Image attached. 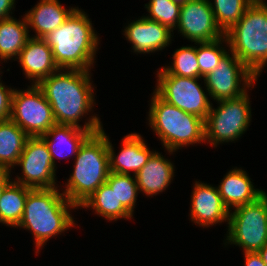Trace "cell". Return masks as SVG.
<instances>
[{
	"label": "cell",
	"instance_id": "1",
	"mask_svg": "<svg viewBox=\"0 0 267 266\" xmlns=\"http://www.w3.org/2000/svg\"><path fill=\"white\" fill-rule=\"evenodd\" d=\"M90 74V71L79 69H59L37 84L51 105L56 124L72 125L84 130L103 129L96 115L85 121L83 126L78 123L95 104Z\"/></svg>",
	"mask_w": 267,
	"mask_h": 266
},
{
	"label": "cell",
	"instance_id": "2",
	"mask_svg": "<svg viewBox=\"0 0 267 266\" xmlns=\"http://www.w3.org/2000/svg\"><path fill=\"white\" fill-rule=\"evenodd\" d=\"M43 39L51 47L59 69L91 71L99 39L86 12L77 7L62 25Z\"/></svg>",
	"mask_w": 267,
	"mask_h": 266
},
{
	"label": "cell",
	"instance_id": "3",
	"mask_svg": "<svg viewBox=\"0 0 267 266\" xmlns=\"http://www.w3.org/2000/svg\"><path fill=\"white\" fill-rule=\"evenodd\" d=\"M31 189L24 213L17 227L30 230L35 238L36 253L51 237L74 227L75 220L69 208H78L59 189Z\"/></svg>",
	"mask_w": 267,
	"mask_h": 266
},
{
	"label": "cell",
	"instance_id": "4",
	"mask_svg": "<svg viewBox=\"0 0 267 266\" xmlns=\"http://www.w3.org/2000/svg\"><path fill=\"white\" fill-rule=\"evenodd\" d=\"M73 157L76 160L74 169L62 193L71 203L79 207L106 183L108 178L109 153L105 131L102 129L91 134Z\"/></svg>",
	"mask_w": 267,
	"mask_h": 266
},
{
	"label": "cell",
	"instance_id": "5",
	"mask_svg": "<svg viewBox=\"0 0 267 266\" xmlns=\"http://www.w3.org/2000/svg\"><path fill=\"white\" fill-rule=\"evenodd\" d=\"M228 51L258 78L267 64V4L254 0L242 18L225 33Z\"/></svg>",
	"mask_w": 267,
	"mask_h": 266
},
{
	"label": "cell",
	"instance_id": "6",
	"mask_svg": "<svg viewBox=\"0 0 267 266\" xmlns=\"http://www.w3.org/2000/svg\"><path fill=\"white\" fill-rule=\"evenodd\" d=\"M152 95L148 125L155 131L168 153L172 154L185 145L205 141L202 118L167 103L155 92Z\"/></svg>",
	"mask_w": 267,
	"mask_h": 266
},
{
	"label": "cell",
	"instance_id": "7",
	"mask_svg": "<svg viewBox=\"0 0 267 266\" xmlns=\"http://www.w3.org/2000/svg\"><path fill=\"white\" fill-rule=\"evenodd\" d=\"M229 212L227 244H235L243 252H258L267 245V193L256 201Z\"/></svg>",
	"mask_w": 267,
	"mask_h": 266
},
{
	"label": "cell",
	"instance_id": "8",
	"mask_svg": "<svg viewBox=\"0 0 267 266\" xmlns=\"http://www.w3.org/2000/svg\"><path fill=\"white\" fill-rule=\"evenodd\" d=\"M250 98L246 92L233 99L217 101L218 108L211 109L204 121L205 141L213 145L233 142L244 134L251 121Z\"/></svg>",
	"mask_w": 267,
	"mask_h": 266
},
{
	"label": "cell",
	"instance_id": "9",
	"mask_svg": "<svg viewBox=\"0 0 267 266\" xmlns=\"http://www.w3.org/2000/svg\"><path fill=\"white\" fill-rule=\"evenodd\" d=\"M10 119L29 137L42 136L56 125L50 103L34 84L24 91L14 90Z\"/></svg>",
	"mask_w": 267,
	"mask_h": 266
},
{
	"label": "cell",
	"instance_id": "10",
	"mask_svg": "<svg viewBox=\"0 0 267 266\" xmlns=\"http://www.w3.org/2000/svg\"><path fill=\"white\" fill-rule=\"evenodd\" d=\"M157 77L154 92L160 98L186 113L206 120L212 103L208 99V94H205L197 82L200 78H187L171 74H157Z\"/></svg>",
	"mask_w": 267,
	"mask_h": 266
},
{
	"label": "cell",
	"instance_id": "11",
	"mask_svg": "<svg viewBox=\"0 0 267 266\" xmlns=\"http://www.w3.org/2000/svg\"><path fill=\"white\" fill-rule=\"evenodd\" d=\"M230 54L228 52L219 65L203 77L206 91L216 102L242 96L258 80L234 53L230 52Z\"/></svg>",
	"mask_w": 267,
	"mask_h": 266
},
{
	"label": "cell",
	"instance_id": "12",
	"mask_svg": "<svg viewBox=\"0 0 267 266\" xmlns=\"http://www.w3.org/2000/svg\"><path fill=\"white\" fill-rule=\"evenodd\" d=\"M22 169L13 181L31 189L56 188V167L41 136L28 137L17 164Z\"/></svg>",
	"mask_w": 267,
	"mask_h": 266
},
{
	"label": "cell",
	"instance_id": "13",
	"mask_svg": "<svg viewBox=\"0 0 267 266\" xmlns=\"http://www.w3.org/2000/svg\"><path fill=\"white\" fill-rule=\"evenodd\" d=\"M175 29L195 43L211 42L225 36L216 23L210 0H188L183 4Z\"/></svg>",
	"mask_w": 267,
	"mask_h": 266
},
{
	"label": "cell",
	"instance_id": "14",
	"mask_svg": "<svg viewBox=\"0 0 267 266\" xmlns=\"http://www.w3.org/2000/svg\"><path fill=\"white\" fill-rule=\"evenodd\" d=\"M190 219L201 227L229 223V210L223 204L217 187L195 181L190 201Z\"/></svg>",
	"mask_w": 267,
	"mask_h": 266
},
{
	"label": "cell",
	"instance_id": "15",
	"mask_svg": "<svg viewBox=\"0 0 267 266\" xmlns=\"http://www.w3.org/2000/svg\"><path fill=\"white\" fill-rule=\"evenodd\" d=\"M124 36L132 44L135 53H154L171 43V31L167 26L145 16L130 22L124 29Z\"/></svg>",
	"mask_w": 267,
	"mask_h": 266
},
{
	"label": "cell",
	"instance_id": "16",
	"mask_svg": "<svg viewBox=\"0 0 267 266\" xmlns=\"http://www.w3.org/2000/svg\"><path fill=\"white\" fill-rule=\"evenodd\" d=\"M108 137L107 149L109 153L110 172L130 175V171H132L135 176L154 153L149 150L140 134L131 133L122 139V149H120L121 151L116 157L114 148Z\"/></svg>",
	"mask_w": 267,
	"mask_h": 266
},
{
	"label": "cell",
	"instance_id": "17",
	"mask_svg": "<svg viewBox=\"0 0 267 266\" xmlns=\"http://www.w3.org/2000/svg\"><path fill=\"white\" fill-rule=\"evenodd\" d=\"M17 59L26 75L25 78L33 80L31 84L34 85L59 70L52 49L43 38L31 37Z\"/></svg>",
	"mask_w": 267,
	"mask_h": 266
},
{
	"label": "cell",
	"instance_id": "18",
	"mask_svg": "<svg viewBox=\"0 0 267 266\" xmlns=\"http://www.w3.org/2000/svg\"><path fill=\"white\" fill-rule=\"evenodd\" d=\"M99 131L101 130H84L72 125L56 124L41 137L46 142L53 164L56 167L55 158L64 159L72 155L76 156L84 141L91 134Z\"/></svg>",
	"mask_w": 267,
	"mask_h": 266
},
{
	"label": "cell",
	"instance_id": "19",
	"mask_svg": "<svg viewBox=\"0 0 267 266\" xmlns=\"http://www.w3.org/2000/svg\"><path fill=\"white\" fill-rule=\"evenodd\" d=\"M223 204L229 211L256 201L265 191L254 188L246 171L234 168L229 171L217 187Z\"/></svg>",
	"mask_w": 267,
	"mask_h": 266
},
{
	"label": "cell",
	"instance_id": "20",
	"mask_svg": "<svg viewBox=\"0 0 267 266\" xmlns=\"http://www.w3.org/2000/svg\"><path fill=\"white\" fill-rule=\"evenodd\" d=\"M174 171L173 163L154 151L148 162L135 175L138 190L146 196L163 192L173 180Z\"/></svg>",
	"mask_w": 267,
	"mask_h": 266
},
{
	"label": "cell",
	"instance_id": "21",
	"mask_svg": "<svg viewBox=\"0 0 267 266\" xmlns=\"http://www.w3.org/2000/svg\"><path fill=\"white\" fill-rule=\"evenodd\" d=\"M76 9L64 8L59 0H40L35 7L25 13L28 27L35 31L34 38H44L62 25Z\"/></svg>",
	"mask_w": 267,
	"mask_h": 266
},
{
	"label": "cell",
	"instance_id": "22",
	"mask_svg": "<svg viewBox=\"0 0 267 266\" xmlns=\"http://www.w3.org/2000/svg\"><path fill=\"white\" fill-rule=\"evenodd\" d=\"M25 16L22 20L14 17L0 20V61L18 58L26 42L31 38ZM15 57V59H14Z\"/></svg>",
	"mask_w": 267,
	"mask_h": 266
},
{
	"label": "cell",
	"instance_id": "23",
	"mask_svg": "<svg viewBox=\"0 0 267 266\" xmlns=\"http://www.w3.org/2000/svg\"><path fill=\"white\" fill-rule=\"evenodd\" d=\"M28 137L11 119L0 120V165L6 171L17 164Z\"/></svg>",
	"mask_w": 267,
	"mask_h": 266
},
{
	"label": "cell",
	"instance_id": "24",
	"mask_svg": "<svg viewBox=\"0 0 267 266\" xmlns=\"http://www.w3.org/2000/svg\"><path fill=\"white\" fill-rule=\"evenodd\" d=\"M79 207L92 208L97 215L109 221L117 219H132V214L122 205L107 183L102 184L86 201Z\"/></svg>",
	"mask_w": 267,
	"mask_h": 266
},
{
	"label": "cell",
	"instance_id": "25",
	"mask_svg": "<svg viewBox=\"0 0 267 266\" xmlns=\"http://www.w3.org/2000/svg\"><path fill=\"white\" fill-rule=\"evenodd\" d=\"M30 190L31 188L14 181L5 187L0 198V223L12 227L18 226Z\"/></svg>",
	"mask_w": 267,
	"mask_h": 266
},
{
	"label": "cell",
	"instance_id": "26",
	"mask_svg": "<svg viewBox=\"0 0 267 266\" xmlns=\"http://www.w3.org/2000/svg\"><path fill=\"white\" fill-rule=\"evenodd\" d=\"M211 9L217 25L225 34L230 30L241 18L247 8L254 0H213Z\"/></svg>",
	"mask_w": 267,
	"mask_h": 266
},
{
	"label": "cell",
	"instance_id": "27",
	"mask_svg": "<svg viewBox=\"0 0 267 266\" xmlns=\"http://www.w3.org/2000/svg\"><path fill=\"white\" fill-rule=\"evenodd\" d=\"M158 74H171L187 78H200V68L198 64L196 47L182 46L173 54V63L171 66H165Z\"/></svg>",
	"mask_w": 267,
	"mask_h": 266
},
{
	"label": "cell",
	"instance_id": "28",
	"mask_svg": "<svg viewBox=\"0 0 267 266\" xmlns=\"http://www.w3.org/2000/svg\"><path fill=\"white\" fill-rule=\"evenodd\" d=\"M134 177V178H133ZM109 172L106 183L115 192L118 201L133 215L138 195L135 176Z\"/></svg>",
	"mask_w": 267,
	"mask_h": 266
},
{
	"label": "cell",
	"instance_id": "29",
	"mask_svg": "<svg viewBox=\"0 0 267 266\" xmlns=\"http://www.w3.org/2000/svg\"><path fill=\"white\" fill-rule=\"evenodd\" d=\"M222 43L228 44L226 36L211 42L195 43L199 45L198 48L196 46V54L200 68V78L211 73L228 53L227 50L222 47Z\"/></svg>",
	"mask_w": 267,
	"mask_h": 266
},
{
	"label": "cell",
	"instance_id": "30",
	"mask_svg": "<svg viewBox=\"0 0 267 266\" xmlns=\"http://www.w3.org/2000/svg\"><path fill=\"white\" fill-rule=\"evenodd\" d=\"M145 8L150 15L145 16L146 18L167 26L171 31L177 27L180 5L171 0H150L148 4H145Z\"/></svg>",
	"mask_w": 267,
	"mask_h": 266
},
{
	"label": "cell",
	"instance_id": "31",
	"mask_svg": "<svg viewBox=\"0 0 267 266\" xmlns=\"http://www.w3.org/2000/svg\"><path fill=\"white\" fill-rule=\"evenodd\" d=\"M1 80V77H0ZM15 89L7 88L0 81V120H9L12 111V97Z\"/></svg>",
	"mask_w": 267,
	"mask_h": 266
},
{
	"label": "cell",
	"instance_id": "32",
	"mask_svg": "<svg viewBox=\"0 0 267 266\" xmlns=\"http://www.w3.org/2000/svg\"><path fill=\"white\" fill-rule=\"evenodd\" d=\"M244 266H266L258 252H244Z\"/></svg>",
	"mask_w": 267,
	"mask_h": 266
},
{
	"label": "cell",
	"instance_id": "33",
	"mask_svg": "<svg viewBox=\"0 0 267 266\" xmlns=\"http://www.w3.org/2000/svg\"><path fill=\"white\" fill-rule=\"evenodd\" d=\"M15 0H0V20L7 19L12 16V8L14 9Z\"/></svg>",
	"mask_w": 267,
	"mask_h": 266
},
{
	"label": "cell",
	"instance_id": "34",
	"mask_svg": "<svg viewBox=\"0 0 267 266\" xmlns=\"http://www.w3.org/2000/svg\"><path fill=\"white\" fill-rule=\"evenodd\" d=\"M10 174L11 171H6L1 177H0V198L2 195L3 190L5 187L11 182L10 180Z\"/></svg>",
	"mask_w": 267,
	"mask_h": 266
},
{
	"label": "cell",
	"instance_id": "35",
	"mask_svg": "<svg viewBox=\"0 0 267 266\" xmlns=\"http://www.w3.org/2000/svg\"><path fill=\"white\" fill-rule=\"evenodd\" d=\"M258 254L261 256L262 261L267 266V245L258 251Z\"/></svg>",
	"mask_w": 267,
	"mask_h": 266
},
{
	"label": "cell",
	"instance_id": "36",
	"mask_svg": "<svg viewBox=\"0 0 267 266\" xmlns=\"http://www.w3.org/2000/svg\"><path fill=\"white\" fill-rule=\"evenodd\" d=\"M172 2L182 6L183 4H185L188 0H171Z\"/></svg>",
	"mask_w": 267,
	"mask_h": 266
},
{
	"label": "cell",
	"instance_id": "37",
	"mask_svg": "<svg viewBox=\"0 0 267 266\" xmlns=\"http://www.w3.org/2000/svg\"><path fill=\"white\" fill-rule=\"evenodd\" d=\"M6 172V170L0 165V177Z\"/></svg>",
	"mask_w": 267,
	"mask_h": 266
}]
</instances>
